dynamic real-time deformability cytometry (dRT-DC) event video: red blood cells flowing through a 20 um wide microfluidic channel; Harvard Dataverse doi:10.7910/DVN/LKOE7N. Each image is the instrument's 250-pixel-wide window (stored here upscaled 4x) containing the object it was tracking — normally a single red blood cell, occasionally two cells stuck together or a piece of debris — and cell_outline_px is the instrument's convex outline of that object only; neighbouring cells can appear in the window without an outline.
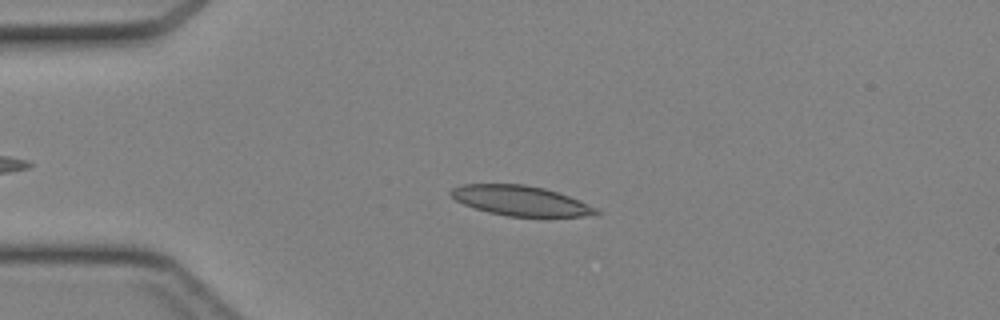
{"species": "Egyptian fruit bat (a non-hibernating species)", "species_latin": "Rousettus aegyptiacus", "temperature_condition": "cold", "stored_images_in_passage": 41, "camera_frame_rate_fps": 3000, "um_per_image_px": 0.085, "animal": {"sex": "female"}, "frame": {"image": 1, "passage_image": 11, "time_ms": 3.333, "image_size_px": [1000, 320], "cell_outline_px": [[600, 212], [596, 216], [508, 216], [488, 212], [464, 204], [456, 200], [448, 192], [452, 188], [460, 184], [524, 184], [544, 188], [568, 196], [596, 208]], "centroid_in_image_um": [44.22, 17.05], "position_along_channel_um": 40.8, "area_um2": 25.09}}
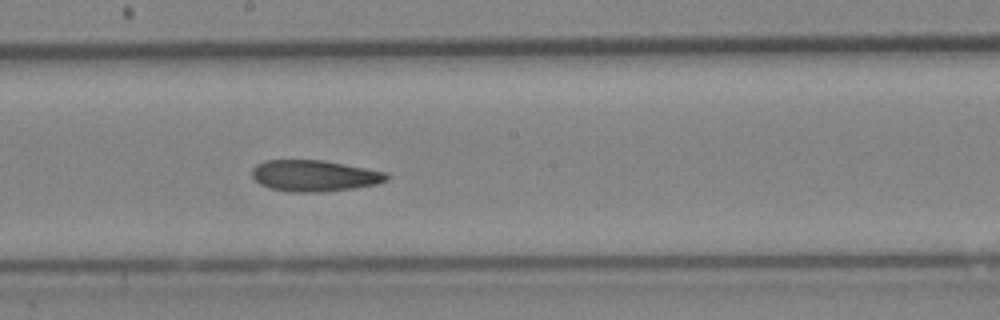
{"frame": {"image": 2, "passage_image": 25, "time_ms": 8.0, "image_size_px": [1000, 320], "cell_outline_px": [[388, 180], [376, 184], [352, 188], [324, 192], [288, 192], [268, 188], [260, 184], [252, 176], [252, 168], [256, 164], [264, 160], [320, 160], [344, 164], [388, 172]], "centroid_in_image_um": [26.69, 14.94], "position_along_channel_um": 221.5, "area_um2": 24.62}}
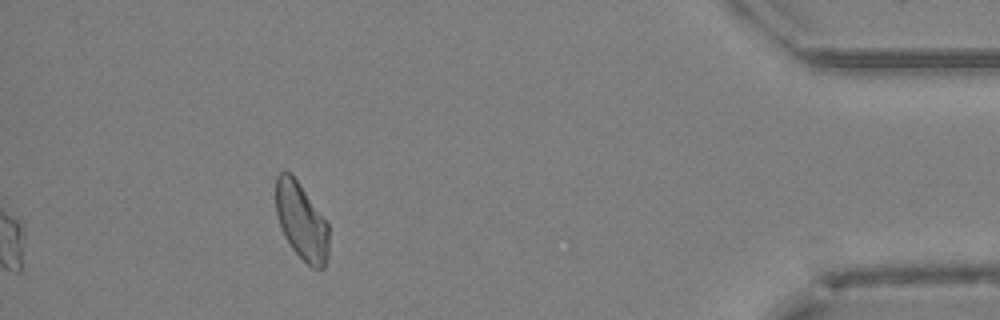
{"frame": {"image": 3, "passage_image": 41, "time_ms": 13.333, "image_size_px": [1000, 320], "cell_outline_px": [[328, 256], [324, 268], [312, 268], [292, 248], [284, 236], [280, 228], [276, 212], [276, 176], [280, 172], [288, 172], [296, 180], [328, 224]], "centroid_in_image_um": [25.61, 18.84], "position_along_channel_um": 409.6, "area_um2": 23.29}}